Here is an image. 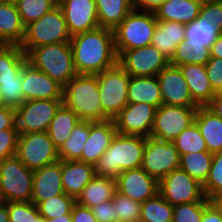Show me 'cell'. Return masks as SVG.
<instances>
[{
  "label": "cell",
  "instance_id": "db71d44e",
  "mask_svg": "<svg viewBox=\"0 0 222 222\" xmlns=\"http://www.w3.org/2000/svg\"><path fill=\"white\" fill-rule=\"evenodd\" d=\"M165 0H135V8L141 11L153 12L157 9Z\"/></svg>",
  "mask_w": 222,
  "mask_h": 222
},
{
  "label": "cell",
  "instance_id": "6da1fadb",
  "mask_svg": "<svg viewBox=\"0 0 222 222\" xmlns=\"http://www.w3.org/2000/svg\"><path fill=\"white\" fill-rule=\"evenodd\" d=\"M70 45L77 74L96 75L118 63L113 30L98 27L76 34Z\"/></svg>",
  "mask_w": 222,
  "mask_h": 222
},
{
  "label": "cell",
  "instance_id": "680465c9",
  "mask_svg": "<svg viewBox=\"0 0 222 222\" xmlns=\"http://www.w3.org/2000/svg\"><path fill=\"white\" fill-rule=\"evenodd\" d=\"M0 222H9L7 202L0 204Z\"/></svg>",
  "mask_w": 222,
  "mask_h": 222
},
{
  "label": "cell",
  "instance_id": "11a10c76",
  "mask_svg": "<svg viewBox=\"0 0 222 222\" xmlns=\"http://www.w3.org/2000/svg\"><path fill=\"white\" fill-rule=\"evenodd\" d=\"M211 57L222 59V32L217 36L216 40L210 47Z\"/></svg>",
  "mask_w": 222,
  "mask_h": 222
},
{
  "label": "cell",
  "instance_id": "8992f818",
  "mask_svg": "<svg viewBox=\"0 0 222 222\" xmlns=\"http://www.w3.org/2000/svg\"><path fill=\"white\" fill-rule=\"evenodd\" d=\"M65 17L59 5L38 20L25 26V36L20 48L27 55L33 48L48 44L70 42Z\"/></svg>",
  "mask_w": 222,
  "mask_h": 222
},
{
  "label": "cell",
  "instance_id": "8d00e7d4",
  "mask_svg": "<svg viewBox=\"0 0 222 222\" xmlns=\"http://www.w3.org/2000/svg\"><path fill=\"white\" fill-rule=\"evenodd\" d=\"M211 58L210 48L193 47L186 41L180 42L176 47V52L170 60V64L174 66H183L186 64H203Z\"/></svg>",
  "mask_w": 222,
  "mask_h": 222
},
{
  "label": "cell",
  "instance_id": "60d3db41",
  "mask_svg": "<svg viewBox=\"0 0 222 222\" xmlns=\"http://www.w3.org/2000/svg\"><path fill=\"white\" fill-rule=\"evenodd\" d=\"M115 219L118 222H140L141 203L115 192L112 198Z\"/></svg>",
  "mask_w": 222,
  "mask_h": 222
},
{
  "label": "cell",
  "instance_id": "603a6c76",
  "mask_svg": "<svg viewBox=\"0 0 222 222\" xmlns=\"http://www.w3.org/2000/svg\"><path fill=\"white\" fill-rule=\"evenodd\" d=\"M202 4L203 0H165L153 12L157 20L188 25L199 17Z\"/></svg>",
  "mask_w": 222,
  "mask_h": 222
},
{
  "label": "cell",
  "instance_id": "be15d7a7",
  "mask_svg": "<svg viewBox=\"0 0 222 222\" xmlns=\"http://www.w3.org/2000/svg\"><path fill=\"white\" fill-rule=\"evenodd\" d=\"M6 2H9L11 4H17L18 2H20L21 0H5Z\"/></svg>",
  "mask_w": 222,
  "mask_h": 222
},
{
  "label": "cell",
  "instance_id": "8fae6325",
  "mask_svg": "<svg viewBox=\"0 0 222 222\" xmlns=\"http://www.w3.org/2000/svg\"><path fill=\"white\" fill-rule=\"evenodd\" d=\"M16 156L31 170L42 168L60 160L58 148L47 132L19 135Z\"/></svg>",
  "mask_w": 222,
  "mask_h": 222
},
{
  "label": "cell",
  "instance_id": "74e56055",
  "mask_svg": "<svg viewBox=\"0 0 222 222\" xmlns=\"http://www.w3.org/2000/svg\"><path fill=\"white\" fill-rule=\"evenodd\" d=\"M173 144L178 150L180 156L191 152L208 151L205 139L200 133L197 124L194 122L188 128L184 129L174 140Z\"/></svg>",
  "mask_w": 222,
  "mask_h": 222
},
{
  "label": "cell",
  "instance_id": "91938a15",
  "mask_svg": "<svg viewBox=\"0 0 222 222\" xmlns=\"http://www.w3.org/2000/svg\"><path fill=\"white\" fill-rule=\"evenodd\" d=\"M46 222H71V214H65V215L59 216L58 218L46 220Z\"/></svg>",
  "mask_w": 222,
  "mask_h": 222
},
{
  "label": "cell",
  "instance_id": "c3c4849f",
  "mask_svg": "<svg viewBox=\"0 0 222 222\" xmlns=\"http://www.w3.org/2000/svg\"><path fill=\"white\" fill-rule=\"evenodd\" d=\"M211 87L216 91L222 87V59L211 57L205 65Z\"/></svg>",
  "mask_w": 222,
  "mask_h": 222
},
{
  "label": "cell",
  "instance_id": "ac0fdd59",
  "mask_svg": "<svg viewBox=\"0 0 222 222\" xmlns=\"http://www.w3.org/2000/svg\"><path fill=\"white\" fill-rule=\"evenodd\" d=\"M22 91L26 101L63 99V86L28 61L22 68Z\"/></svg>",
  "mask_w": 222,
  "mask_h": 222
},
{
  "label": "cell",
  "instance_id": "5bb4252c",
  "mask_svg": "<svg viewBox=\"0 0 222 222\" xmlns=\"http://www.w3.org/2000/svg\"><path fill=\"white\" fill-rule=\"evenodd\" d=\"M118 64L130 76H157L170 64L155 46L124 50L118 55Z\"/></svg>",
  "mask_w": 222,
  "mask_h": 222
},
{
  "label": "cell",
  "instance_id": "4dcf8cb0",
  "mask_svg": "<svg viewBox=\"0 0 222 222\" xmlns=\"http://www.w3.org/2000/svg\"><path fill=\"white\" fill-rule=\"evenodd\" d=\"M80 121L76 113L63 103L59 106L47 130L50 139L58 149Z\"/></svg>",
  "mask_w": 222,
  "mask_h": 222
},
{
  "label": "cell",
  "instance_id": "e575fe53",
  "mask_svg": "<svg viewBox=\"0 0 222 222\" xmlns=\"http://www.w3.org/2000/svg\"><path fill=\"white\" fill-rule=\"evenodd\" d=\"M220 33L209 21L198 17L186 25L185 41L193 47L210 48Z\"/></svg>",
  "mask_w": 222,
  "mask_h": 222
},
{
  "label": "cell",
  "instance_id": "5b68a950",
  "mask_svg": "<svg viewBox=\"0 0 222 222\" xmlns=\"http://www.w3.org/2000/svg\"><path fill=\"white\" fill-rule=\"evenodd\" d=\"M157 19L154 12L134 8L122 22L113 29L117 56L124 50L151 45Z\"/></svg>",
  "mask_w": 222,
  "mask_h": 222
},
{
  "label": "cell",
  "instance_id": "7dc6e473",
  "mask_svg": "<svg viewBox=\"0 0 222 222\" xmlns=\"http://www.w3.org/2000/svg\"><path fill=\"white\" fill-rule=\"evenodd\" d=\"M19 135L13 129L0 130V163L15 156Z\"/></svg>",
  "mask_w": 222,
  "mask_h": 222
},
{
  "label": "cell",
  "instance_id": "f907efd6",
  "mask_svg": "<svg viewBox=\"0 0 222 222\" xmlns=\"http://www.w3.org/2000/svg\"><path fill=\"white\" fill-rule=\"evenodd\" d=\"M71 222H97L91 208L82 206L77 202L71 211Z\"/></svg>",
  "mask_w": 222,
  "mask_h": 222
},
{
  "label": "cell",
  "instance_id": "cb8c5ba5",
  "mask_svg": "<svg viewBox=\"0 0 222 222\" xmlns=\"http://www.w3.org/2000/svg\"><path fill=\"white\" fill-rule=\"evenodd\" d=\"M178 67L187 81L193 100L199 106H206L215 96V91L211 87L205 65L186 64Z\"/></svg>",
  "mask_w": 222,
  "mask_h": 222
},
{
  "label": "cell",
  "instance_id": "ab89813d",
  "mask_svg": "<svg viewBox=\"0 0 222 222\" xmlns=\"http://www.w3.org/2000/svg\"><path fill=\"white\" fill-rule=\"evenodd\" d=\"M16 5L26 26L51 11L58 3L56 0H21Z\"/></svg>",
  "mask_w": 222,
  "mask_h": 222
},
{
  "label": "cell",
  "instance_id": "e0dca14e",
  "mask_svg": "<svg viewBox=\"0 0 222 222\" xmlns=\"http://www.w3.org/2000/svg\"><path fill=\"white\" fill-rule=\"evenodd\" d=\"M71 36L99 27L94 0H61L58 2Z\"/></svg>",
  "mask_w": 222,
  "mask_h": 222
},
{
  "label": "cell",
  "instance_id": "f1b7e54d",
  "mask_svg": "<svg viewBox=\"0 0 222 222\" xmlns=\"http://www.w3.org/2000/svg\"><path fill=\"white\" fill-rule=\"evenodd\" d=\"M99 27L115 29L135 8V0H94Z\"/></svg>",
  "mask_w": 222,
  "mask_h": 222
},
{
  "label": "cell",
  "instance_id": "d590c367",
  "mask_svg": "<svg viewBox=\"0 0 222 222\" xmlns=\"http://www.w3.org/2000/svg\"><path fill=\"white\" fill-rule=\"evenodd\" d=\"M173 205L160 193L141 203L140 222H172Z\"/></svg>",
  "mask_w": 222,
  "mask_h": 222
},
{
  "label": "cell",
  "instance_id": "6f0895ef",
  "mask_svg": "<svg viewBox=\"0 0 222 222\" xmlns=\"http://www.w3.org/2000/svg\"><path fill=\"white\" fill-rule=\"evenodd\" d=\"M210 203L220 212H222V191L214 194L210 199Z\"/></svg>",
  "mask_w": 222,
  "mask_h": 222
},
{
  "label": "cell",
  "instance_id": "f5cc1de1",
  "mask_svg": "<svg viewBox=\"0 0 222 222\" xmlns=\"http://www.w3.org/2000/svg\"><path fill=\"white\" fill-rule=\"evenodd\" d=\"M201 222H222V212L210 204L204 211Z\"/></svg>",
  "mask_w": 222,
  "mask_h": 222
},
{
  "label": "cell",
  "instance_id": "94428289",
  "mask_svg": "<svg viewBox=\"0 0 222 222\" xmlns=\"http://www.w3.org/2000/svg\"><path fill=\"white\" fill-rule=\"evenodd\" d=\"M215 98L217 99H221L222 100V87L218 88L216 91H215Z\"/></svg>",
  "mask_w": 222,
  "mask_h": 222
},
{
  "label": "cell",
  "instance_id": "484cf974",
  "mask_svg": "<svg viewBox=\"0 0 222 222\" xmlns=\"http://www.w3.org/2000/svg\"><path fill=\"white\" fill-rule=\"evenodd\" d=\"M25 36V25L16 4L0 1V44L20 45Z\"/></svg>",
  "mask_w": 222,
  "mask_h": 222
},
{
  "label": "cell",
  "instance_id": "4fadbf2b",
  "mask_svg": "<svg viewBox=\"0 0 222 222\" xmlns=\"http://www.w3.org/2000/svg\"><path fill=\"white\" fill-rule=\"evenodd\" d=\"M180 154L173 143L149 136L146 138L141 168L160 181L180 167Z\"/></svg>",
  "mask_w": 222,
  "mask_h": 222
},
{
  "label": "cell",
  "instance_id": "1f68e13d",
  "mask_svg": "<svg viewBox=\"0 0 222 222\" xmlns=\"http://www.w3.org/2000/svg\"><path fill=\"white\" fill-rule=\"evenodd\" d=\"M90 134V122L80 121L72 130L68 139L58 149L60 160H80L82 149Z\"/></svg>",
  "mask_w": 222,
  "mask_h": 222
},
{
  "label": "cell",
  "instance_id": "816d5d0a",
  "mask_svg": "<svg viewBox=\"0 0 222 222\" xmlns=\"http://www.w3.org/2000/svg\"><path fill=\"white\" fill-rule=\"evenodd\" d=\"M13 108L3 106L0 108V130L12 129Z\"/></svg>",
  "mask_w": 222,
  "mask_h": 222
},
{
  "label": "cell",
  "instance_id": "4316f807",
  "mask_svg": "<svg viewBox=\"0 0 222 222\" xmlns=\"http://www.w3.org/2000/svg\"><path fill=\"white\" fill-rule=\"evenodd\" d=\"M128 103H147L156 109L163 104L156 76H130L127 89Z\"/></svg>",
  "mask_w": 222,
  "mask_h": 222
},
{
  "label": "cell",
  "instance_id": "30bf717a",
  "mask_svg": "<svg viewBox=\"0 0 222 222\" xmlns=\"http://www.w3.org/2000/svg\"><path fill=\"white\" fill-rule=\"evenodd\" d=\"M199 106H169L162 104L155 111L150 136L173 143L192 123Z\"/></svg>",
  "mask_w": 222,
  "mask_h": 222
},
{
  "label": "cell",
  "instance_id": "f546056e",
  "mask_svg": "<svg viewBox=\"0 0 222 222\" xmlns=\"http://www.w3.org/2000/svg\"><path fill=\"white\" fill-rule=\"evenodd\" d=\"M116 189V180L97 175L83 188L76 202L82 206L92 208L99 203L112 200Z\"/></svg>",
  "mask_w": 222,
  "mask_h": 222
},
{
  "label": "cell",
  "instance_id": "ffe728a7",
  "mask_svg": "<svg viewBox=\"0 0 222 222\" xmlns=\"http://www.w3.org/2000/svg\"><path fill=\"white\" fill-rule=\"evenodd\" d=\"M117 133L113 119L90 122V134L82 149L80 162L96 165Z\"/></svg>",
  "mask_w": 222,
  "mask_h": 222
},
{
  "label": "cell",
  "instance_id": "6125c7cd",
  "mask_svg": "<svg viewBox=\"0 0 222 222\" xmlns=\"http://www.w3.org/2000/svg\"><path fill=\"white\" fill-rule=\"evenodd\" d=\"M34 222H46V219L38 214L36 217H34Z\"/></svg>",
  "mask_w": 222,
  "mask_h": 222
},
{
  "label": "cell",
  "instance_id": "9a60e30c",
  "mask_svg": "<svg viewBox=\"0 0 222 222\" xmlns=\"http://www.w3.org/2000/svg\"><path fill=\"white\" fill-rule=\"evenodd\" d=\"M156 108L147 103H128L114 118L117 133L149 137Z\"/></svg>",
  "mask_w": 222,
  "mask_h": 222
},
{
  "label": "cell",
  "instance_id": "d4e9b609",
  "mask_svg": "<svg viewBox=\"0 0 222 222\" xmlns=\"http://www.w3.org/2000/svg\"><path fill=\"white\" fill-rule=\"evenodd\" d=\"M186 25L176 21L157 20L151 45L171 60L180 42L185 41Z\"/></svg>",
  "mask_w": 222,
  "mask_h": 222
},
{
  "label": "cell",
  "instance_id": "7a4b0ae2",
  "mask_svg": "<svg viewBox=\"0 0 222 222\" xmlns=\"http://www.w3.org/2000/svg\"><path fill=\"white\" fill-rule=\"evenodd\" d=\"M146 137L116 133L95 165L98 177L115 179L125 170L141 168Z\"/></svg>",
  "mask_w": 222,
  "mask_h": 222
},
{
  "label": "cell",
  "instance_id": "ba28073f",
  "mask_svg": "<svg viewBox=\"0 0 222 222\" xmlns=\"http://www.w3.org/2000/svg\"><path fill=\"white\" fill-rule=\"evenodd\" d=\"M62 99L27 100L13 108L12 129L18 134L47 132Z\"/></svg>",
  "mask_w": 222,
  "mask_h": 222
},
{
  "label": "cell",
  "instance_id": "7402d4cb",
  "mask_svg": "<svg viewBox=\"0 0 222 222\" xmlns=\"http://www.w3.org/2000/svg\"><path fill=\"white\" fill-rule=\"evenodd\" d=\"M94 176H96L94 165L78 160H61V180L64 193L75 199Z\"/></svg>",
  "mask_w": 222,
  "mask_h": 222
},
{
  "label": "cell",
  "instance_id": "3957f363",
  "mask_svg": "<svg viewBox=\"0 0 222 222\" xmlns=\"http://www.w3.org/2000/svg\"><path fill=\"white\" fill-rule=\"evenodd\" d=\"M62 103L81 121H102L97 75L77 74L63 87Z\"/></svg>",
  "mask_w": 222,
  "mask_h": 222
},
{
  "label": "cell",
  "instance_id": "d6986e66",
  "mask_svg": "<svg viewBox=\"0 0 222 222\" xmlns=\"http://www.w3.org/2000/svg\"><path fill=\"white\" fill-rule=\"evenodd\" d=\"M117 192L140 203L159 193V181L143 168L122 171L116 178Z\"/></svg>",
  "mask_w": 222,
  "mask_h": 222
},
{
  "label": "cell",
  "instance_id": "b9f144b4",
  "mask_svg": "<svg viewBox=\"0 0 222 222\" xmlns=\"http://www.w3.org/2000/svg\"><path fill=\"white\" fill-rule=\"evenodd\" d=\"M0 93L7 107L16 109L26 101L22 91V70L15 79L0 80Z\"/></svg>",
  "mask_w": 222,
  "mask_h": 222
},
{
  "label": "cell",
  "instance_id": "9c48e42d",
  "mask_svg": "<svg viewBox=\"0 0 222 222\" xmlns=\"http://www.w3.org/2000/svg\"><path fill=\"white\" fill-rule=\"evenodd\" d=\"M33 170L18 157L12 156L0 163V196L3 202H31Z\"/></svg>",
  "mask_w": 222,
  "mask_h": 222
},
{
  "label": "cell",
  "instance_id": "836d02e7",
  "mask_svg": "<svg viewBox=\"0 0 222 222\" xmlns=\"http://www.w3.org/2000/svg\"><path fill=\"white\" fill-rule=\"evenodd\" d=\"M27 61L20 45L0 44V80L15 79Z\"/></svg>",
  "mask_w": 222,
  "mask_h": 222
},
{
  "label": "cell",
  "instance_id": "7c38bea8",
  "mask_svg": "<svg viewBox=\"0 0 222 222\" xmlns=\"http://www.w3.org/2000/svg\"><path fill=\"white\" fill-rule=\"evenodd\" d=\"M159 193L173 206L193 202H210L205 197L203 185L180 168L173 170L159 181Z\"/></svg>",
  "mask_w": 222,
  "mask_h": 222
},
{
  "label": "cell",
  "instance_id": "f6af8a7d",
  "mask_svg": "<svg viewBox=\"0 0 222 222\" xmlns=\"http://www.w3.org/2000/svg\"><path fill=\"white\" fill-rule=\"evenodd\" d=\"M9 222H34L39 214L38 207L32 202H7Z\"/></svg>",
  "mask_w": 222,
  "mask_h": 222
},
{
  "label": "cell",
  "instance_id": "f35d334b",
  "mask_svg": "<svg viewBox=\"0 0 222 222\" xmlns=\"http://www.w3.org/2000/svg\"><path fill=\"white\" fill-rule=\"evenodd\" d=\"M75 203V198L63 193L40 202L37 207L39 214L46 220H50L65 214H71Z\"/></svg>",
  "mask_w": 222,
  "mask_h": 222
},
{
  "label": "cell",
  "instance_id": "bcb514c9",
  "mask_svg": "<svg viewBox=\"0 0 222 222\" xmlns=\"http://www.w3.org/2000/svg\"><path fill=\"white\" fill-rule=\"evenodd\" d=\"M199 17L209 21L222 32V0L203 1Z\"/></svg>",
  "mask_w": 222,
  "mask_h": 222
},
{
  "label": "cell",
  "instance_id": "d6a6232c",
  "mask_svg": "<svg viewBox=\"0 0 222 222\" xmlns=\"http://www.w3.org/2000/svg\"><path fill=\"white\" fill-rule=\"evenodd\" d=\"M212 158L213 154L209 151L183 154L180 157L179 168L204 185L210 172Z\"/></svg>",
  "mask_w": 222,
  "mask_h": 222
},
{
  "label": "cell",
  "instance_id": "2e32d148",
  "mask_svg": "<svg viewBox=\"0 0 222 222\" xmlns=\"http://www.w3.org/2000/svg\"><path fill=\"white\" fill-rule=\"evenodd\" d=\"M163 104L169 106H199L192 98L181 69L169 64L156 76Z\"/></svg>",
  "mask_w": 222,
  "mask_h": 222
},
{
  "label": "cell",
  "instance_id": "681fc988",
  "mask_svg": "<svg viewBox=\"0 0 222 222\" xmlns=\"http://www.w3.org/2000/svg\"><path fill=\"white\" fill-rule=\"evenodd\" d=\"M97 222H117L112 200L102 202L91 208Z\"/></svg>",
  "mask_w": 222,
  "mask_h": 222
},
{
  "label": "cell",
  "instance_id": "277c9868",
  "mask_svg": "<svg viewBox=\"0 0 222 222\" xmlns=\"http://www.w3.org/2000/svg\"><path fill=\"white\" fill-rule=\"evenodd\" d=\"M26 56L30 64L63 87L77 75L70 42L35 47Z\"/></svg>",
  "mask_w": 222,
  "mask_h": 222
},
{
  "label": "cell",
  "instance_id": "7bdbcfd3",
  "mask_svg": "<svg viewBox=\"0 0 222 222\" xmlns=\"http://www.w3.org/2000/svg\"><path fill=\"white\" fill-rule=\"evenodd\" d=\"M210 202H193L173 206L172 222H201Z\"/></svg>",
  "mask_w": 222,
  "mask_h": 222
},
{
  "label": "cell",
  "instance_id": "e7e4bbea",
  "mask_svg": "<svg viewBox=\"0 0 222 222\" xmlns=\"http://www.w3.org/2000/svg\"><path fill=\"white\" fill-rule=\"evenodd\" d=\"M4 106V103H3V100H2V97H1V93H0V108H2Z\"/></svg>",
  "mask_w": 222,
  "mask_h": 222
},
{
  "label": "cell",
  "instance_id": "52a82bcc",
  "mask_svg": "<svg viewBox=\"0 0 222 222\" xmlns=\"http://www.w3.org/2000/svg\"><path fill=\"white\" fill-rule=\"evenodd\" d=\"M96 75L102 105V121L113 119L128 104L130 75L118 63Z\"/></svg>",
  "mask_w": 222,
  "mask_h": 222
},
{
  "label": "cell",
  "instance_id": "83f0119b",
  "mask_svg": "<svg viewBox=\"0 0 222 222\" xmlns=\"http://www.w3.org/2000/svg\"><path fill=\"white\" fill-rule=\"evenodd\" d=\"M194 122L205 139L207 150L212 154L222 151V118L206 106H199Z\"/></svg>",
  "mask_w": 222,
  "mask_h": 222
},
{
  "label": "cell",
  "instance_id": "44dd1931",
  "mask_svg": "<svg viewBox=\"0 0 222 222\" xmlns=\"http://www.w3.org/2000/svg\"><path fill=\"white\" fill-rule=\"evenodd\" d=\"M61 160L33 170L31 202L36 206L48 198L63 194Z\"/></svg>",
  "mask_w": 222,
  "mask_h": 222
},
{
  "label": "cell",
  "instance_id": "9f6ffc18",
  "mask_svg": "<svg viewBox=\"0 0 222 222\" xmlns=\"http://www.w3.org/2000/svg\"><path fill=\"white\" fill-rule=\"evenodd\" d=\"M216 116L222 118V100L213 97L211 101L206 105Z\"/></svg>",
  "mask_w": 222,
  "mask_h": 222
},
{
  "label": "cell",
  "instance_id": "ee69618b",
  "mask_svg": "<svg viewBox=\"0 0 222 222\" xmlns=\"http://www.w3.org/2000/svg\"><path fill=\"white\" fill-rule=\"evenodd\" d=\"M203 190L207 199L222 191V151L213 154L210 172L203 185Z\"/></svg>",
  "mask_w": 222,
  "mask_h": 222
}]
</instances>
